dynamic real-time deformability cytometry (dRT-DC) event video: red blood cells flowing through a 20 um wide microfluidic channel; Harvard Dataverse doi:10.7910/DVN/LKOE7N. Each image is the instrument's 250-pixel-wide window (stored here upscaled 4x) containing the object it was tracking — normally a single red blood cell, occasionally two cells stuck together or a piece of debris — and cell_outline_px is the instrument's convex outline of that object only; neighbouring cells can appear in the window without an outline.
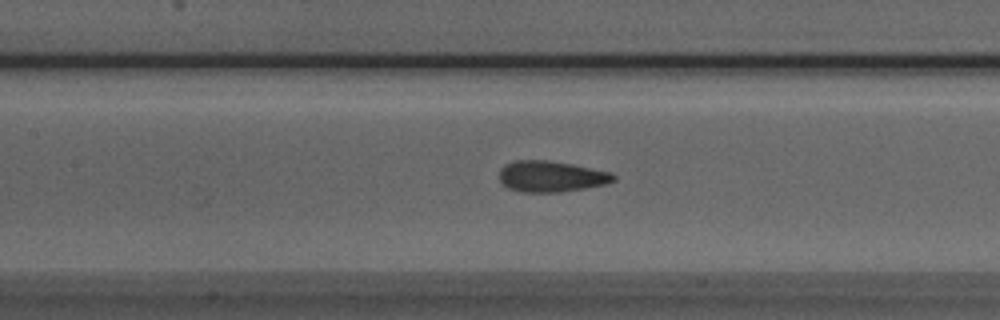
{"species": "Egyptian fruit bat (a non-hibernating species)", "species_latin": "Rousettus aegyptiacus", "temperature_condition": "room temperature", "stored_images_in_passage": 52, "camera_frame_rate_fps": 3000, "um_per_image_px": 0.085, "animal": {"sex": "male"}, "frame": {"image": 1, "passage_image": 23, "time_ms": 7.333, "image_size_px": [1000, 320], "cell_outline_px": [[616, 180], [608, 184], [560, 192], [524, 192], [508, 188], [500, 180], [500, 168], [504, 164], [512, 160], [548, 160], [572, 164], [612, 172], [616, 176]], "centroid_in_image_um": [46.86, 14.98], "position_along_channel_um": 160.5, "area_um2": 20.81}}
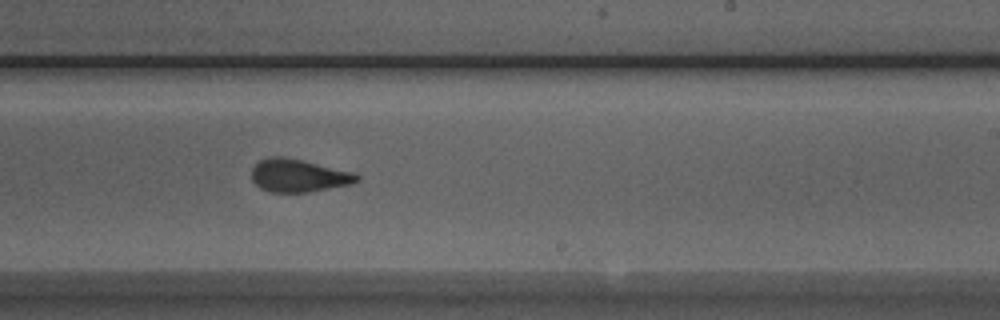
{"frame": {"image": 2, "passage_image": 31, "time_ms": 10.0, "image_size_px": [1000, 320], "cell_outline_px": [[360, 180], [352, 184], [308, 192], [268, 192], [260, 188], [252, 180], [252, 168], [260, 160], [268, 156], [284, 156], [356, 172], [360, 176]], "centroid_in_image_um": [25.4, 14.92], "position_along_channel_um": 263.6, "area_um2": 20.4}}
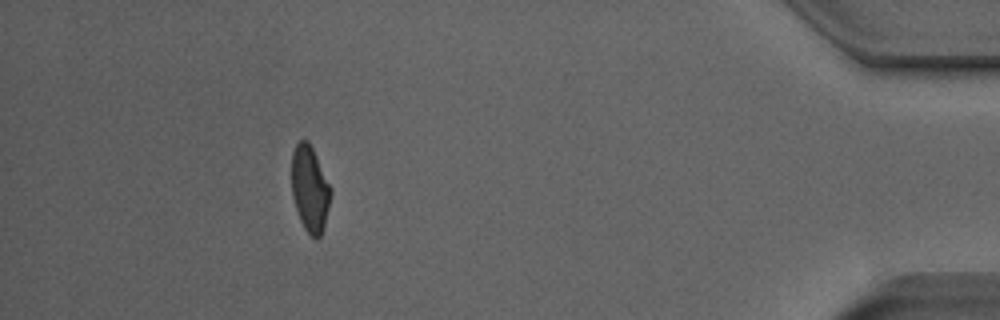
{"frame": {"image": 3, "passage_image": 47, "time_ms": 15.333, "image_size_px": [1000, 320], "cell_outline_px": [[332, 192], [324, 228], [320, 236], [316, 240], [304, 228], [300, 220], [292, 196], [292, 152], [296, 144], [300, 140], [308, 140], [332, 188]], "centroid_in_image_um": [26.35, 16.06], "position_along_channel_um": 408.9, "area_um2": 19.59}, "authors_computed_cell_mechanics": {"area_um2": 20.4612, "velocity_mm_per_s": 3.8758, "shape_relaxation_time_tau1_ms": 8.8847, "shape_relaxation_time_tau2_ms": 1.179, "deformation_change_tau1": 0.2072, "deformation_change_tau2": 0.0712}}